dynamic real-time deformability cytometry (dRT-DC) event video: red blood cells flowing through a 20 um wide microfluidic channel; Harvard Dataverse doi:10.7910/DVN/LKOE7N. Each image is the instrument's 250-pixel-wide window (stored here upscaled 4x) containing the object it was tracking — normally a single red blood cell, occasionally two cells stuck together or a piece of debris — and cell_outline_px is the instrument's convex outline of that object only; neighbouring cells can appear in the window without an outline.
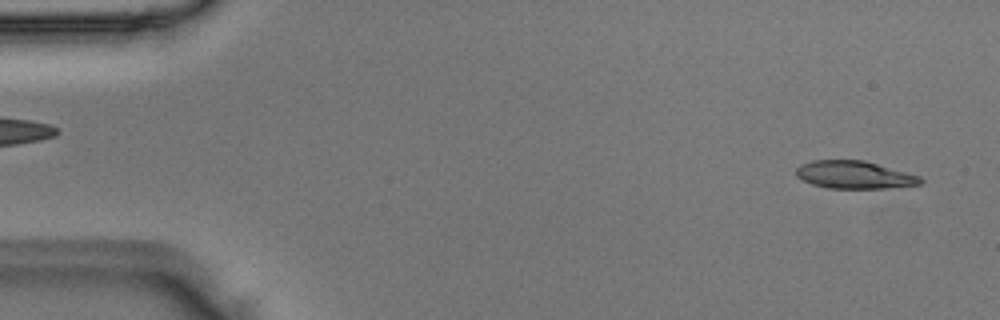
{"species": "Egyptian fruit bat (a non-hibernating species)", "species_latin": "Rousettus aegyptiacus", "temperature_condition": "room temperature", "stored_images_in_passage": 50, "camera_frame_rate_fps": 3000, "um_per_image_px": 0.085, "animal": {"sex": "male"}, "frame": {"image": 1, "passage_image": 3, "time_ms": 0.667, "image_size_px": [1000, 320], "cell_outline_px": [[924, 180], [920, 184], [888, 188], [828, 188], [812, 184], [796, 176], [796, 168], [800, 164], [812, 160], [864, 160], [920, 176]], "centroid_in_image_um": [72.61, 14.85], "position_along_channel_um": 12.4, "area_um2": 20.0}}
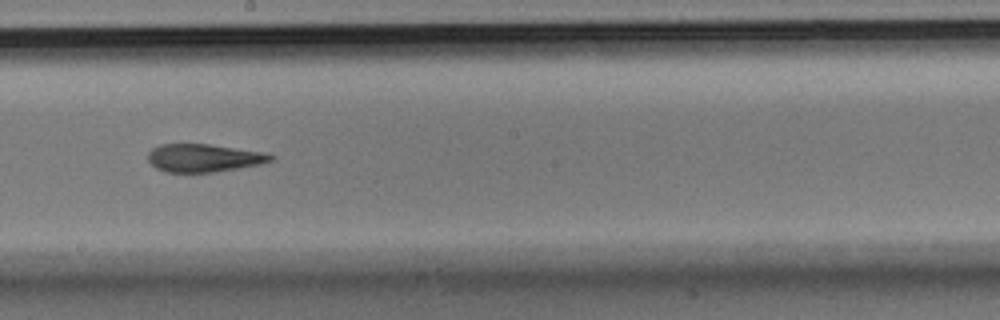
{"frame": {"image": 2, "passage_image": 28, "time_ms": 9.0, "image_size_px": [1000, 320], "cell_outline_px": [[276, 156], [272, 160], [260, 164], [212, 172], [164, 172], [156, 168], [148, 160], [148, 152], [152, 148], [160, 144], [208, 144], [264, 152]], "centroid_in_image_um": [17.29, 13.42], "position_along_channel_um": 230.9, "area_um2": 19.88}}
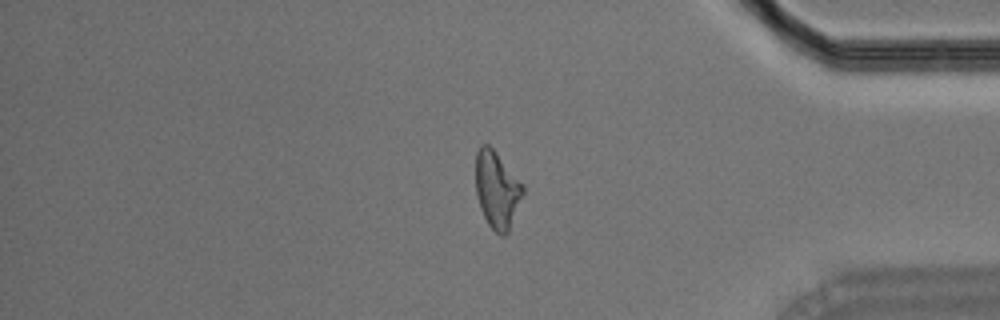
{"frame": {"image": 3, "passage_image": 42, "time_ms": 13.667, "image_size_px": [1000, 320], "cell_outline_px": [[524, 192], [508, 232], [504, 236], [500, 236], [488, 224], [480, 208], [476, 192], [476, 152], [480, 144], [488, 144], [496, 152], [524, 184]], "centroid_in_image_um": [42.24, 16.11], "position_along_channel_um": 393.0, "area_um2": 21.15}}